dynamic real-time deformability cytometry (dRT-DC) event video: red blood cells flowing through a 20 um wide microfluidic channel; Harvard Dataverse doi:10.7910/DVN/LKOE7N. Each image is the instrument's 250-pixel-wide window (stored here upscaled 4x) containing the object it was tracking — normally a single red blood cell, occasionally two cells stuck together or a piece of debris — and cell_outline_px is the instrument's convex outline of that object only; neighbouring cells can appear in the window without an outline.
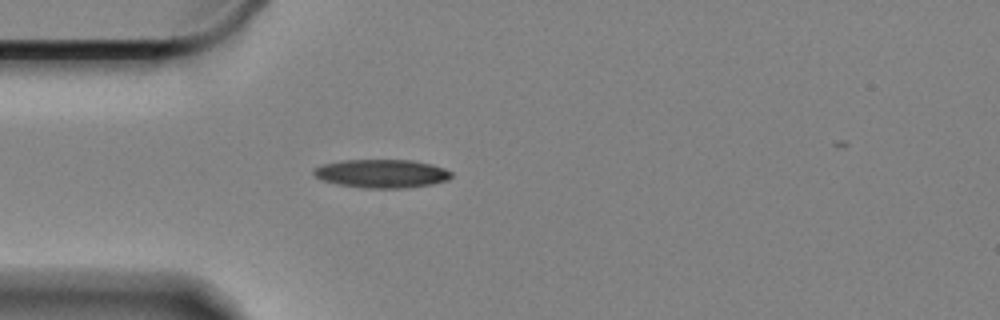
{"species": "Egyptian fruit bat (a non-hibernating species)", "species_latin": "Rousettus aegyptiacus", "temperature_condition": "cold", "stored_images_in_passage": 42, "camera_frame_rate_fps": 3000, "um_per_image_px": 0.085, "animal": {"sex": "female"}, "frame": {"image": 1, "passage_image": 1, "time_ms": 0.0, "image_size_px": [1000, 320], "cell_outline_px": [[452, 176], [448, 180], [432, 184], [404, 188], [360, 188], [336, 184], [324, 180], [316, 176], [312, 172], [316, 168], [324, 164], [344, 160], [412, 160], [432, 164], [444, 168], [452, 172]], "centroid_in_image_um": [32.48, 14.76], "position_along_channel_um": 52.5, "area_um2": 22.77}}
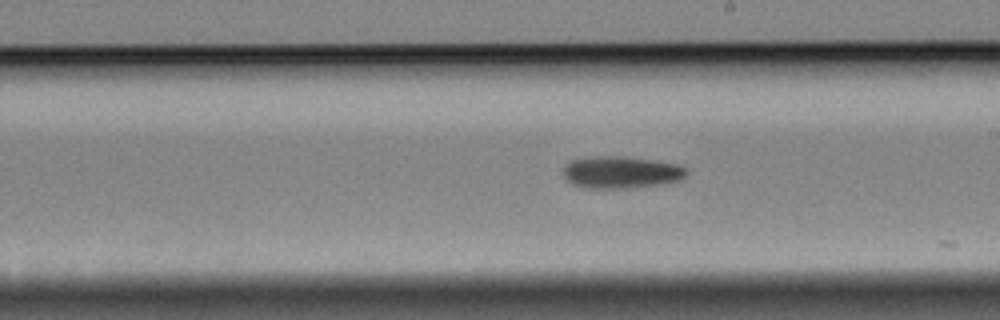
{"frame": {"image": 2, "passage_image": 18, "time_ms": 5.667, "image_size_px": [1000, 320], "cell_outline_px": [[688, 172], [680, 180], [664, 184], [628, 188], [584, 188], [572, 184], [564, 176], [564, 164], [568, 160], [592, 156], [624, 156], [652, 160], [676, 164], [684, 168]], "centroid_in_image_um": [52.75, 14.64], "position_along_channel_um": 236.3, "area_um2": 23.18}}
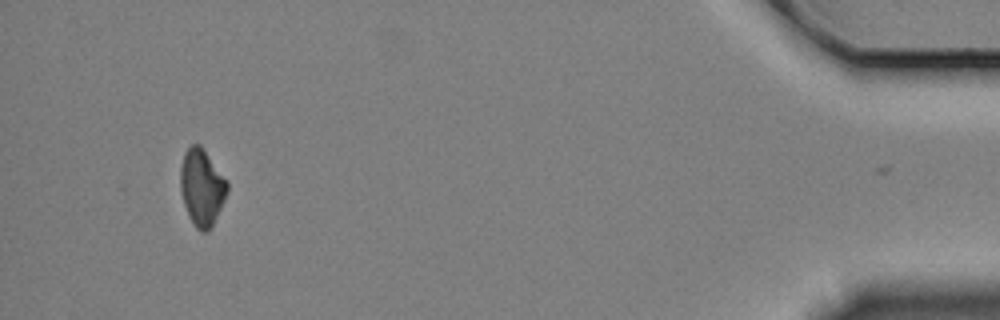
{"frame": {"image": 3, "passage_image": 41, "time_ms": 13.333, "image_size_px": [1000, 320], "cell_outline_px": [[228, 192], [208, 232], [200, 232], [196, 228], [188, 216], [184, 204], [180, 188], [180, 168], [184, 152], [192, 144], [200, 144], [228, 180]], "centroid_in_image_um": [17.15, 15.91], "position_along_channel_um": 418.0, "area_um2": 20.98}, "authors_computed_cell_mechanics": {"area_um2": 22.3686, "velocity_mm_per_s": 3.3354, "shape_relaxation_time_tau1_ms": 7.8325, "shape_relaxation_time_tau2_ms": null, "deformation_change_tau1": 0.1387, "deformation_change_tau2": null}}